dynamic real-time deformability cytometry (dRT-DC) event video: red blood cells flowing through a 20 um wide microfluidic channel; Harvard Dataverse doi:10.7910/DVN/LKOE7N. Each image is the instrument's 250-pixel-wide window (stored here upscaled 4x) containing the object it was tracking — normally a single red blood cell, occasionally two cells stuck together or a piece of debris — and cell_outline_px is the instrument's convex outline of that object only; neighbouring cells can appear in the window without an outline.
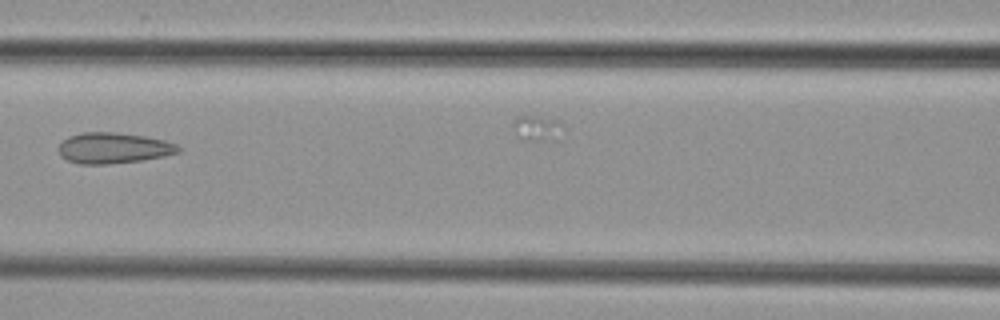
{"species": "common noctule bat (a hibernating species)", "species_latin": "Nyctalus noctula", "temperature_condition": "cold", "stored_images_in_passage": 7, "camera_frame_rate_fps": 3000, "um_per_image_px": 0.085, "animal": {"sex": "female", "body_mass_g": 29.2, "forearm_length_mm": 56.3}, "frame": {"image": 1, "passage_image": 7, "time_ms": 7.0, "image_size_px": [1000, 320], "cell_outline_px": [[180, 152], [164, 156], [140, 160], [108, 164], [80, 164], [68, 160], [60, 156], [56, 148], [68, 136], [80, 132], [116, 132], [144, 136], [164, 140], [176, 144], [180, 148]], "centroid_in_image_um": [9.6, 12.57], "position_along_channel_um": 157.0, "area_um2": 21.56}}